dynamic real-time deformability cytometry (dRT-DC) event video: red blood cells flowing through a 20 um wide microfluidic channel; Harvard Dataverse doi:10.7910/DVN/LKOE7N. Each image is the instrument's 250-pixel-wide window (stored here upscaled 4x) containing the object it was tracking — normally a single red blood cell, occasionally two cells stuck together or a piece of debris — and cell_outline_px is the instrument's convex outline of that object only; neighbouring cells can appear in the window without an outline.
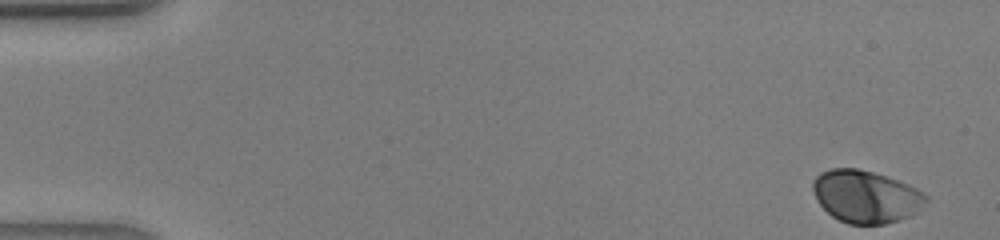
{"species": "human", "species_latin": "Homo sapiens", "temperature_condition": "warm", "stored_images_in_passage": 4, "camera_frame_rate_fps": 3000, "um_per_image_px": 0.085, "donor": {"sex": "male"}, "frame": {"image": 1, "passage_image": 1, "time_ms": 0.0, "image_size_px": [1000, 240], "cell_outline_px": [[928, 200], [912, 216], [884, 224], [848, 224], [832, 216], [820, 204], [812, 188], [812, 180], [820, 172], [832, 168], [856, 168], [872, 172], [908, 184], [924, 192], [928, 196]], "centroid_in_image_um": [73.6, 16.7], "position_along_channel_um": 11.4, "area_um2": 34.45}}